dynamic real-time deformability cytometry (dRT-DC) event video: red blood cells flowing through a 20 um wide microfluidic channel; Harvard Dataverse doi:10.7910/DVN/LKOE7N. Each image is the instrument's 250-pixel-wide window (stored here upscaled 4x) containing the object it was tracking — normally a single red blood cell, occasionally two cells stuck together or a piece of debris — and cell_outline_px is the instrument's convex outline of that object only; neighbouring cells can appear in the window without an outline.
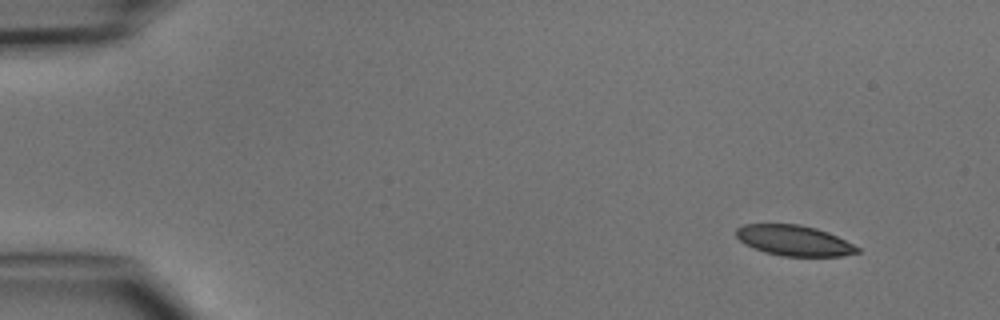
{"species": "common noctule bat (a hibernating species)", "species_latin": "Nyctalus noctula", "temperature_condition": "cold", "stored_images_in_passage": 4, "segment_of_instrument_passage": [1, 2], "camera_frame_rate_fps": 3000, "um_per_image_px": 0.085, "animal": {"sex": "male", "body_mass_g": 15.6}, "frame": {"image": 1, "passage_image": 1, "time_ms": 0.0, "image_size_px": [1000, 320], "cell_outline_px": [[860, 252], [840, 256], [780, 256], [764, 252], [744, 244], [736, 236], [736, 228], [744, 224], [800, 224], [816, 228], [828, 232], [860, 248]], "centroid_in_image_um": [67.47, 20.44], "position_along_channel_um": 17.5, "area_um2": 21.5}}